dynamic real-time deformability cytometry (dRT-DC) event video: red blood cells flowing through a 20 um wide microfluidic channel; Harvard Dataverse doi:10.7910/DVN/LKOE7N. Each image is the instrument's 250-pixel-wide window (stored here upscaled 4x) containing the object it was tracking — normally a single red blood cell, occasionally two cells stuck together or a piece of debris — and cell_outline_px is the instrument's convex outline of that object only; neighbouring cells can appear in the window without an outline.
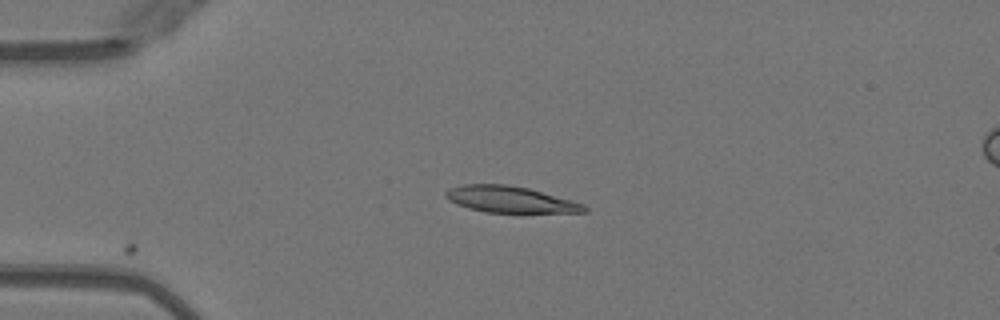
{"species": "Egyptian fruit bat (a non-hibernating species)", "species_latin": "Rousettus aegyptiacus", "temperature_condition": "warm", "stored_images_in_passage": 18, "camera_frame_rate_fps": 3000, "um_per_image_px": 0.085, "animal": {"sex": "female"}, "frame": {"image": 1, "passage_image": 1, "time_ms": 0.0, "image_size_px": [1000, 320], "cell_outline_px": [[588, 212], [484, 212], [468, 208], [456, 204], [448, 200], [444, 196], [444, 192], [448, 188], [464, 184], [508, 184], [528, 188], [572, 200], [584, 204], [588, 208]], "centroid_in_image_um": [43.32, 16.94], "position_along_channel_um": 41.7, "area_um2": 21.33}}